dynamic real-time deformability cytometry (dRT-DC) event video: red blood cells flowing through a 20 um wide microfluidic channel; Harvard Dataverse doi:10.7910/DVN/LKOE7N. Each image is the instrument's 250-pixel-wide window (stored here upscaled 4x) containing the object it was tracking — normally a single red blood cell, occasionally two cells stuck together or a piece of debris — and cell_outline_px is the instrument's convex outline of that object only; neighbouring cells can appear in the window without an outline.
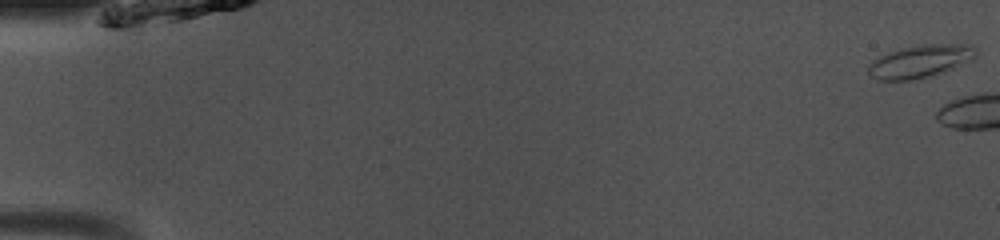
{"species": "common noctule bat (a hibernating species)", "species_latin": "Nyctalus noctula", "temperature_condition": "room temperature", "stored_images_in_passage": 4, "camera_frame_rate_fps": 3000, "um_per_image_px": 0.085, "animal": {"sex": "male", "body_mass_g": 13.0, "forearm_length_mm": 53.1}, "frame": {"image": 1, "passage_image": 1, "time_ms": 0.0, "image_size_px": [1000, 240], "cell_outline_px": [[976, 56], [972, 60], [936, 76], [912, 80], [876, 80], [868, 76], [868, 68], [880, 56], [900, 48], [924, 44], [972, 44], [976, 48]], "centroid_in_image_um": [78.27, 5.23], "position_along_channel_um": 6.7, "area_um2": 20.75}}